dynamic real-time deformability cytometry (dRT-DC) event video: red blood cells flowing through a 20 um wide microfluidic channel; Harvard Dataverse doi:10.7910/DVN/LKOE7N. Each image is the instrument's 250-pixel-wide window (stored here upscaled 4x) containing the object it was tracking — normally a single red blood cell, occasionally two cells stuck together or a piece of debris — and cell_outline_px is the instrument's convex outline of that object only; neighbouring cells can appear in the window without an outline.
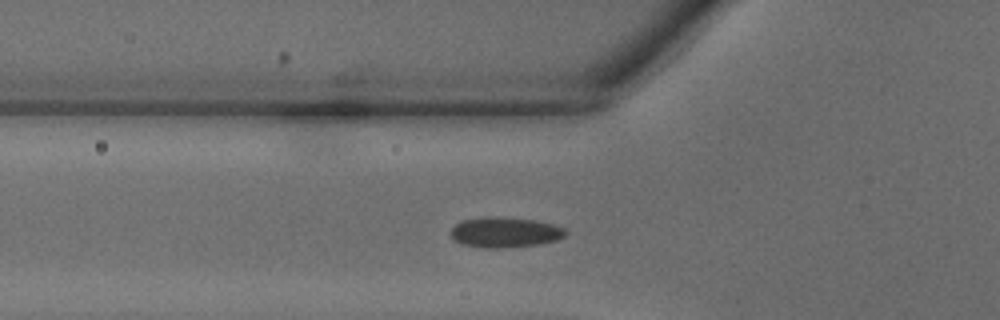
{"species": "common noctule bat (a hibernating species)", "species_latin": "Nyctalus noctula", "temperature_condition": "warm", "stored_images_in_passage": 35, "camera_frame_rate_fps": 3000, "um_per_image_px": 0.085, "animal": {"sex": "male", "body_mass_g": 18.8}, "frame": {"image": 1, "passage_image": 9, "time_ms": 2.667, "image_size_px": [1000, 320], "cell_outline_px": [[568, 232], [564, 236], [556, 240], [540, 244], [504, 248], [484, 248], [460, 244], [452, 240], [448, 232], [460, 220], [484, 216], [504, 216], [536, 220], [552, 224], [564, 228]], "centroid_in_image_um": [42.86, 19.73], "position_along_channel_um": 82.9, "area_um2": 20.87}}
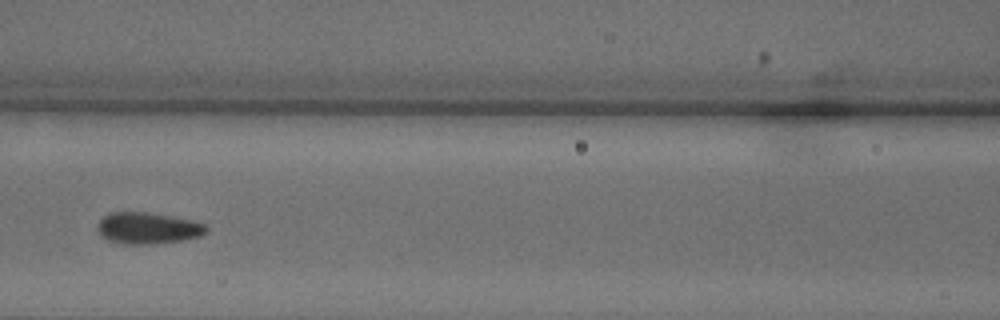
{"frame": {"image": 2, "passage_image": 13, "time_ms": 4.0, "image_size_px": [1000, 320], "cell_outline_px": [[208, 232], [200, 236], [184, 240], [156, 244], [128, 244], [108, 240], [100, 236], [96, 228], [96, 224], [108, 212], [148, 212], [192, 220], [204, 224], [208, 228]], "centroid_in_image_um": [12.55, 19.39], "position_along_channel_um": 154.1, "area_um2": 20.17}}
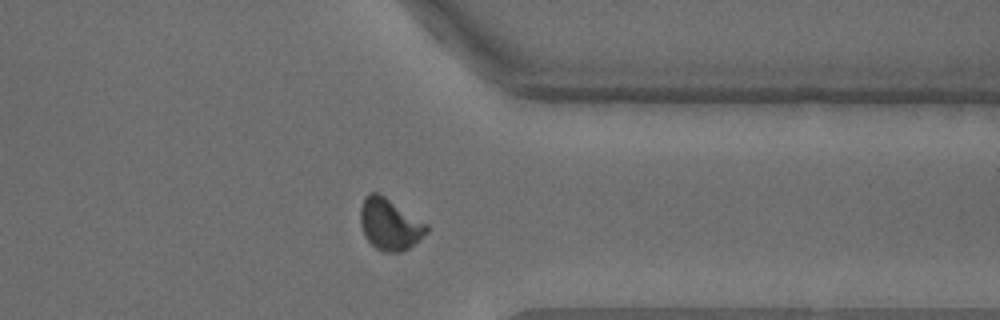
{"frame": {"image": 3, "passage_image": 26, "time_ms": 8.333, "image_size_px": [1000, 320], "cell_outline_px": [[428, 232], [420, 240], [408, 248], [400, 252], [384, 252], [376, 248], [364, 236], [360, 224], [360, 208], [364, 196], [368, 192], [376, 192], [384, 196], [428, 224]], "centroid_in_image_um": [33.11, 19.06], "position_along_channel_um": 378.3, "area_um2": 19.94}}